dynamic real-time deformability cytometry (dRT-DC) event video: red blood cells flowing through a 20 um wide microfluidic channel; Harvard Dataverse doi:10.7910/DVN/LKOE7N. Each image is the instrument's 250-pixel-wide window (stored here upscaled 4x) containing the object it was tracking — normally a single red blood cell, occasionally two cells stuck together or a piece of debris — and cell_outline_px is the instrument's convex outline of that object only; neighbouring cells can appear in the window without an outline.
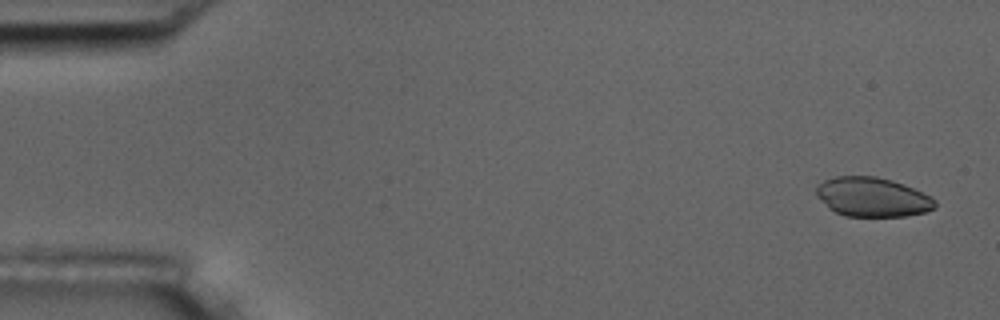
{"species": "common noctule bat (a hibernating species)", "species_latin": "Nyctalus noctula", "temperature_condition": "room temperature", "stored_images_in_passage": 5, "camera_frame_rate_fps": 3000, "um_per_image_px": 0.085, "animal": {"sex": "male", "body_mass_g": 17.5, "forearm_length_mm": 52.3}, "frame": {"image": 1, "passage_image": 1, "time_ms": 0.0, "image_size_px": [1000, 320], "cell_outline_px": [[936, 208], [924, 212], [904, 216], [844, 216], [828, 208], [816, 196], [816, 184], [824, 180], [836, 176], [876, 176], [892, 180], [904, 184], [932, 196], [936, 200]], "centroid_in_image_um": [74.14, 16.74], "position_along_channel_um": 10.9, "area_um2": 27.46}}